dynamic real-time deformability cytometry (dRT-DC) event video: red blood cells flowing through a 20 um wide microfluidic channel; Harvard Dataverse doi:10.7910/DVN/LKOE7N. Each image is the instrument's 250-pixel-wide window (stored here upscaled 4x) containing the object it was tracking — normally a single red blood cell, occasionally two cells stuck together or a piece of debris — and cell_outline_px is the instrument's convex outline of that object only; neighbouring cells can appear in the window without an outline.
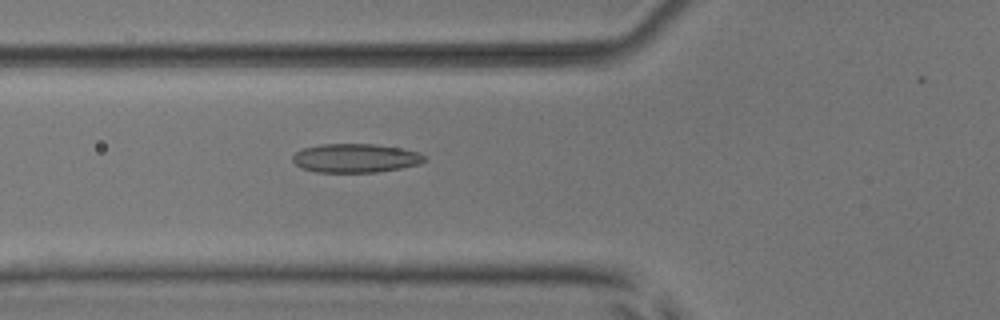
{"species": "common noctule bat (a hibernating species)", "species_latin": "Nyctalus noctula", "temperature_condition": "room temperature", "stored_images_in_passage": 38, "camera_frame_rate_fps": 3000, "um_per_image_px": 0.085, "animal": {"sex": "male", "body_mass_g": 17.9, "forearm_length_mm": 54.2}, "frame": {"image": 1, "passage_image": 11, "time_ms": 3.333, "image_size_px": [1000, 320], "cell_outline_px": [[428, 160], [420, 164], [400, 168], [376, 172], [316, 172], [300, 168], [292, 160], [292, 156], [296, 152], [304, 148], [320, 144], [376, 144], [404, 148], [420, 152]], "centroid_in_image_um": [30.24, 13.43], "position_along_channel_um": 95.6, "area_um2": 22.37}}
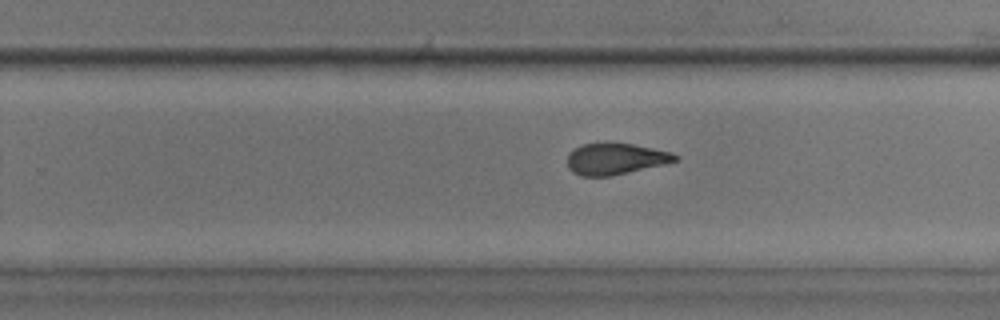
{"frame": {"image": 2, "passage_image": 25, "time_ms": 8.0, "image_size_px": [1000, 320], "cell_outline_px": [[680, 160], [664, 164], [628, 172], [608, 176], [580, 176], [572, 172], [568, 168], [568, 152], [584, 144], [604, 140], [632, 144], [672, 152], [680, 156]], "centroid_in_image_um": [52.31, 13.47], "position_along_channel_um": 277.5, "area_um2": 20.11}}
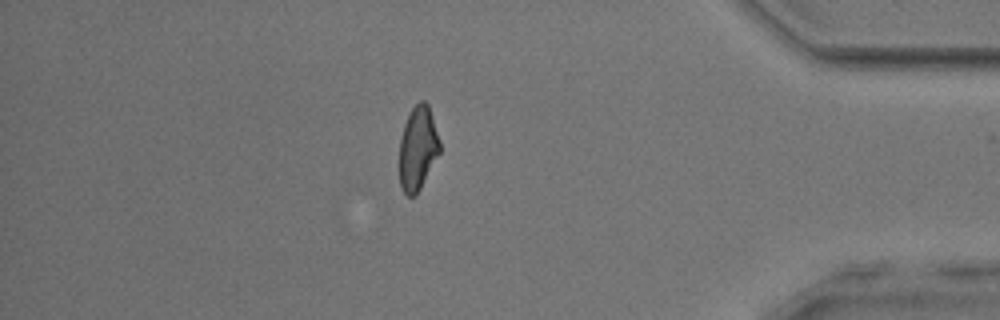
{"frame": {"image": 3, "passage_image": 37, "time_ms": 12.0, "image_size_px": [1000, 320], "cell_outline_px": [[440, 152], [416, 196], [408, 196], [400, 188], [400, 140], [404, 124], [412, 108], [420, 100], [424, 100], [428, 104], [440, 140]], "centroid_in_image_um": [35.52, 12.61], "position_along_channel_um": 399.7, "area_um2": 19.65}}